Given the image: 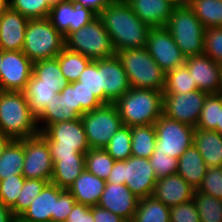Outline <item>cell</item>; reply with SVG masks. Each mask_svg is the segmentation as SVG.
I'll return each mask as SVG.
<instances>
[{"mask_svg":"<svg viewBox=\"0 0 222 222\" xmlns=\"http://www.w3.org/2000/svg\"><path fill=\"white\" fill-rule=\"evenodd\" d=\"M61 90L60 86L37 85V77L32 73L23 92L32 113L38 117Z\"/></svg>","mask_w":222,"mask_h":222,"instance_id":"cell-28","label":"cell"},{"mask_svg":"<svg viewBox=\"0 0 222 222\" xmlns=\"http://www.w3.org/2000/svg\"><path fill=\"white\" fill-rule=\"evenodd\" d=\"M0 131L11 140L30 138L40 133L23 91L0 90Z\"/></svg>","mask_w":222,"mask_h":222,"instance_id":"cell-2","label":"cell"},{"mask_svg":"<svg viewBox=\"0 0 222 222\" xmlns=\"http://www.w3.org/2000/svg\"><path fill=\"white\" fill-rule=\"evenodd\" d=\"M197 148L192 145L178 159L177 173L195 190L201 185L207 170Z\"/></svg>","mask_w":222,"mask_h":222,"instance_id":"cell-26","label":"cell"},{"mask_svg":"<svg viewBox=\"0 0 222 222\" xmlns=\"http://www.w3.org/2000/svg\"><path fill=\"white\" fill-rule=\"evenodd\" d=\"M193 200L201 222H222V200L194 191Z\"/></svg>","mask_w":222,"mask_h":222,"instance_id":"cell-38","label":"cell"},{"mask_svg":"<svg viewBox=\"0 0 222 222\" xmlns=\"http://www.w3.org/2000/svg\"><path fill=\"white\" fill-rule=\"evenodd\" d=\"M115 160L102 148H90L85 153L86 170L107 181Z\"/></svg>","mask_w":222,"mask_h":222,"instance_id":"cell-37","label":"cell"},{"mask_svg":"<svg viewBox=\"0 0 222 222\" xmlns=\"http://www.w3.org/2000/svg\"><path fill=\"white\" fill-rule=\"evenodd\" d=\"M20 141L24 146L22 175L25 179H41L50 183L53 162L47 141L40 134Z\"/></svg>","mask_w":222,"mask_h":222,"instance_id":"cell-12","label":"cell"},{"mask_svg":"<svg viewBox=\"0 0 222 222\" xmlns=\"http://www.w3.org/2000/svg\"><path fill=\"white\" fill-rule=\"evenodd\" d=\"M114 104L124 126L154 125L162 115L163 92L130 88Z\"/></svg>","mask_w":222,"mask_h":222,"instance_id":"cell-3","label":"cell"},{"mask_svg":"<svg viewBox=\"0 0 222 222\" xmlns=\"http://www.w3.org/2000/svg\"><path fill=\"white\" fill-rule=\"evenodd\" d=\"M1 63H2V50L0 49V67H1Z\"/></svg>","mask_w":222,"mask_h":222,"instance_id":"cell-61","label":"cell"},{"mask_svg":"<svg viewBox=\"0 0 222 222\" xmlns=\"http://www.w3.org/2000/svg\"><path fill=\"white\" fill-rule=\"evenodd\" d=\"M65 48V37L48 18L30 19L22 52L32 61L53 59Z\"/></svg>","mask_w":222,"mask_h":222,"instance_id":"cell-7","label":"cell"},{"mask_svg":"<svg viewBox=\"0 0 222 222\" xmlns=\"http://www.w3.org/2000/svg\"><path fill=\"white\" fill-rule=\"evenodd\" d=\"M138 202L139 198L125 184L106 183L98 206L129 221L134 217Z\"/></svg>","mask_w":222,"mask_h":222,"instance_id":"cell-19","label":"cell"},{"mask_svg":"<svg viewBox=\"0 0 222 222\" xmlns=\"http://www.w3.org/2000/svg\"><path fill=\"white\" fill-rule=\"evenodd\" d=\"M29 18L8 7L0 15V49L22 51Z\"/></svg>","mask_w":222,"mask_h":222,"instance_id":"cell-20","label":"cell"},{"mask_svg":"<svg viewBox=\"0 0 222 222\" xmlns=\"http://www.w3.org/2000/svg\"><path fill=\"white\" fill-rule=\"evenodd\" d=\"M77 81L81 82V86L95 94L103 103V88L101 87L100 80V59L91 60Z\"/></svg>","mask_w":222,"mask_h":222,"instance_id":"cell-43","label":"cell"},{"mask_svg":"<svg viewBox=\"0 0 222 222\" xmlns=\"http://www.w3.org/2000/svg\"><path fill=\"white\" fill-rule=\"evenodd\" d=\"M10 141L11 139L0 131V156Z\"/></svg>","mask_w":222,"mask_h":222,"instance_id":"cell-56","label":"cell"},{"mask_svg":"<svg viewBox=\"0 0 222 222\" xmlns=\"http://www.w3.org/2000/svg\"><path fill=\"white\" fill-rule=\"evenodd\" d=\"M93 218L95 222H125V220L117 214L98 205L93 206Z\"/></svg>","mask_w":222,"mask_h":222,"instance_id":"cell-52","label":"cell"},{"mask_svg":"<svg viewBox=\"0 0 222 222\" xmlns=\"http://www.w3.org/2000/svg\"><path fill=\"white\" fill-rule=\"evenodd\" d=\"M208 93L195 90L183 94H163L162 114L196 128Z\"/></svg>","mask_w":222,"mask_h":222,"instance_id":"cell-13","label":"cell"},{"mask_svg":"<svg viewBox=\"0 0 222 222\" xmlns=\"http://www.w3.org/2000/svg\"><path fill=\"white\" fill-rule=\"evenodd\" d=\"M85 169V157L59 158L53 164L51 183L68 190Z\"/></svg>","mask_w":222,"mask_h":222,"instance_id":"cell-27","label":"cell"},{"mask_svg":"<svg viewBox=\"0 0 222 222\" xmlns=\"http://www.w3.org/2000/svg\"><path fill=\"white\" fill-rule=\"evenodd\" d=\"M172 1L176 6L179 5H188L190 0H170Z\"/></svg>","mask_w":222,"mask_h":222,"instance_id":"cell-58","label":"cell"},{"mask_svg":"<svg viewBox=\"0 0 222 222\" xmlns=\"http://www.w3.org/2000/svg\"><path fill=\"white\" fill-rule=\"evenodd\" d=\"M198 90L192 75L184 64L166 72L163 94H183Z\"/></svg>","mask_w":222,"mask_h":222,"instance_id":"cell-36","label":"cell"},{"mask_svg":"<svg viewBox=\"0 0 222 222\" xmlns=\"http://www.w3.org/2000/svg\"><path fill=\"white\" fill-rule=\"evenodd\" d=\"M9 7V0H0V15Z\"/></svg>","mask_w":222,"mask_h":222,"instance_id":"cell-57","label":"cell"},{"mask_svg":"<svg viewBox=\"0 0 222 222\" xmlns=\"http://www.w3.org/2000/svg\"><path fill=\"white\" fill-rule=\"evenodd\" d=\"M0 222H17L12 211L0 201Z\"/></svg>","mask_w":222,"mask_h":222,"instance_id":"cell-55","label":"cell"},{"mask_svg":"<svg viewBox=\"0 0 222 222\" xmlns=\"http://www.w3.org/2000/svg\"><path fill=\"white\" fill-rule=\"evenodd\" d=\"M100 80L103 104L115 103L130 89L126 72L116 55L100 59Z\"/></svg>","mask_w":222,"mask_h":222,"instance_id":"cell-18","label":"cell"},{"mask_svg":"<svg viewBox=\"0 0 222 222\" xmlns=\"http://www.w3.org/2000/svg\"><path fill=\"white\" fill-rule=\"evenodd\" d=\"M97 14L88 7L78 6L72 0L52 4L48 20L66 38L87 25Z\"/></svg>","mask_w":222,"mask_h":222,"instance_id":"cell-16","label":"cell"},{"mask_svg":"<svg viewBox=\"0 0 222 222\" xmlns=\"http://www.w3.org/2000/svg\"><path fill=\"white\" fill-rule=\"evenodd\" d=\"M141 21L151 28L165 27L176 5L170 0H126Z\"/></svg>","mask_w":222,"mask_h":222,"instance_id":"cell-23","label":"cell"},{"mask_svg":"<svg viewBox=\"0 0 222 222\" xmlns=\"http://www.w3.org/2000/svg\"><path fill=\"white\" fill-rule=\"evenodd\" d=\"M188 5L205 28L222 27V0H190Z\"/></svg>","mask_w":222,"mask_h":222,"instance_id":"cell-34","label":"cell"},{"mask_svg":"<svg viewBox=\"0 0 222 222\" xmlns=\"http://www.w3.org/2000/svg\"><path fill=\"white\" fill-rule=\"evenodd\" d=\"M194 191L195 189L176 173L158 178L152 196L170 208L192 200Z\"/></svg>","mask_w":222,"mask_h":222,"instance_id":"cell-21","label":"cell"},{"mask_svg":"<svg viewBox=\"0 0 222 222\" xmlns=\"http://www.w3.org/2000/svg\"><path fill=\"white\" fill-rule=\"evenodd\" d=\"M75 203L72 194L64 189L56 200V215H52V222H65Z\"/></svg>","mask_w":222,"mask_h":222,"instance_id":"cell-50","label":"cell"},{"mask_svg":"<svg viewBox=\"0 0 222 222\" xmlns=\"http://www.w3.org/2000/svg\"><path fill=\"white\" fill-rule=\"evenodd\" d=\"M9 7L29 19L47 18L52 4L49 0H9Z\"/></svg>","mask_w":222,"mask_h":222,"instance_id":"cell-42","label":"cell"},{"mask_svg":"<svg viewBox=\"0 0 222 222\" xmlns=\"http://www.w3.org/2000/svg\"><path fill=\"white\" fill-rule=\"evenodd\" d=\"M65 222H95L93 206L75 203Z\"/></svg>","mask_w":222,"mask_h":222,"instance_id":"cell-51","label":"cell"},{"mask_svg":"<svg viewBox=\"0 0 222 222\" xmlns=\"http://www.w3.org/2000/svg\"><path fill=\"white\" fill-rule=\"evenodd\" d=\"M197 191L222 200V166L208 167Z\"/></svg>","mask_w":222,"mask_h":222,"instance_id":"cell-46","label":"cell"},{"mask_svg":"<svg viewBox=\"0 0 222 222\" xmlns=\"http://www.w3.org/2000/svg\"><path fill=\"white\" fill-rule=\"evenodd\" d=\"M104 149L115 161L127 160L132 156L131 127L123 125Z\"/></svg>","mask_w":222,"mask_h":222,"instance_id":"cell-40","label":"cell"},{"mask_svg":"<svg viewBox=\"0 0 222 222\" xmlns=\"http://www.w3.org/2000/svg\"><path fill=\"white\" fill-rule=\"evenodd\" d=\"M114 51L146 47L151 27L141 21L125 1L108 4L99 14Z\"/></svg>","mask_w":222,"mask_h":222,"instance_id":"cell-1","label":"cell"},{"mask_svg":"<svg viewBox=\"0 0 222 222\" xmlns=\"http://www.w3.org/2000/svg\"><path fill=\"white\" fill-rule=\"evenodd\" d=\"M217 132L222 134V109L220 110L219 123L217 124Z\"/></svg>","mask_w":222,"mask_h":222,"instance_id":"cell-59","label":"cell"},{"mask_svg":"<svg viewBox=\"0 0 222 222\" xmlns=\"http://www.w3.org/2000/svg\"><path fill=\"white\" fill-rule=\"evenodd\" d=\"M32 72L33 62L22 51H2L0 90L24 91Z\"/></svg>","mask_w":222,"mask_h":222,"instance_id":"cell-15","label":"cell"},{"mask_svg":"<svg viewBox=\"0 0 222 222\" xmlns=\"http://www.w3.org/2000/svg\"><path fill=\"white\" fill-rule=\"evenodd\" d=\"M187 66L198 90L208 94L221 93L222 66L205 54L186 57Z\"/></svg>","mask_w":222,"mask_h":222,"instance_id":"cell-17","label":"cell"},{"mask_svg":"<svg viewBox=\"0 0 222 222\" xmlns=\"http://www.w3.org/2000/svg\"><path fill=\"white\" fill-rule=\"evenodd\" d=\"M24 182L25 177L22 174H15L0 181V201L9 209L16 204Z\"/></svg>","mask_w":222,"mask_h":222,"instance_id":"cell-44","label":"cell"},{"mask_svg":"<svg viewBox=\"0 0 222 222\" xmlns=\"http://www.w3.org/2000/svg\"><path fill=\"white\" fill-rule=\"evenodd\" d=\"M193 145L201 154L207 167L222 166V134L215 130L194 128Z\"/></svg>","mask_w":222,"mask_h":222,"instance_id":"cell-25","label":"cell"},{"mask_svg":"<svg viewBox=\"0 0 222 222\" xmlns=\"http://www.w3.org/2000/svg\"><path fill=\"white\" fill-rule=\"evenodd\" d=\"M154 126L156 146L153 154H164L179 159L193 145L194 127L190 125L162 114Z\"/></svg>","mask_w":222,"mask_h":222,"instance_id":"cell-11","label":"cell"},{"mask_svg":"<svg viewBox=\"0 0 222 222\" xmlns=\"http://www.w3.org/2000/svg\"><path fill=\"white\" fill-rule=\"evenodd\" d=\"M145 48L165 73L186 62V56L165 27L150 29Z\"/></svg>","mask_w":222,"mask_h":222,"instance_id":"cell-14","label":"cell"},{"mask_svg":"<svg viewBox=\"0 0 222 222\" xmlns=\"http://www.w3.org/2000/svg\"><path fill=\"white\" fill-rule=\"evenodd\" d=\"M203 54L222 66V27L205 29Z\"/></svg>","mask_w":222,"mask_h":222,"instance_id":"cell-45","label":"cell"},{"mask_svg":"<svg viewBox=\"0 0 222 222\" xmlns=\"http://www.w3.org/2000/svg\"><path fill=\"white\" fill-rule=\"evenodd\" d=\"M90 148L104 149L112 136L123 126L114 103L85 112L81 117Z\"/></svg>","mask_w":222,"mask_h":222,"instance_id":"cell-10","label":"cell"},{"mask_svg":"<svg viewBox=\"0 0 222 222\" xmlns=\"http://www.w3.org/2000/svg\"><path fill=\"white\" fill-rule=\"evenodd\" d=\"M221 109L222 93L208 94L204 101L196 128L217 131Z\"/></svg>","mask_w":222,"mask_h":222,"instance_id":"cell-39","label":"cell"},{"mask_svg":"<svg viewBox=\"0 0 222 222\" xmlns=\"http://www.w3.org/2000/svg\"><path fill=\"white\" fill-rule=\"evenodd\" d=\"M112 2H115V1H126V0H111Z\"/></svg>","mask_w":222,"mask_h":222,"instance_id":"cell-62","label":"cell"},{"mask_svg":"<svg viewBox=\"0 0 222 222\" xmlns=\"http://www.w3.org/2000/svg\"><path fill=\"white\" fill-rule=\"evenodd\" d=\"M55 58L58 60L62 74L69 83L76 82L91 61L90 58L66 47Z\"/></svg>","mask_w":222,"mask_h":222,"instance_id":"cell-35","label":"cell"},{"mask_svg":"<svg viewBox=\"0 0 222 222\" xmlns=\"http://www.w3.org/2000/svg\"><path fill=\"white\" fill-rule=\"evenodd\" d=\"M59 95H63L66 103L70 108L77 114V105H76V97H75V88L71 83H68L66 86L62 88Z\"/></svg>","mask_w":222,"mask_h":222,"instance_id":"cell-54","label":"cell"},{"mask_svg":"<svg viewBox=\"0 0 222 222\" xmlns=\"http://www.w3.org/2000/svg\"><path fill=\"white\" fill-rule=\"evenodd\" d=\"M78 118L79 116L72 110V108L69 107L63 98V95H59L58 93L37 117V125L39 131L42 132L50 124L62 121H72Z\"/></svg>","mask_w":222,"mask_h":222,"instance_id":"cell-29","label":"cell"},{"mask_svg":"<svg viewBox=\"0 0 222 222\" xmlns=\"http://www.w3.org/2000/svg\"><path fill=\"white\" fill-rule=\"evenodd\" d=\"M157 177L147 158L130 156L115 161L107 183L125 184L139 199L152 196Z\"/></svg>","mask_w":222,"mask_h":222,"instance_id":"cell-8","label":"cell"},{"mask_svg":"<svg viewBox=\"0 0 222 222\" xmlns=\"http://www.w3.org/2000/svg\"><path fill=\"white\" fill-rule=\"evenodd\" d=\"M48 183V181L41 179H25L16 204L10 209L17 219L31 205L32 201L40 194Z\"/></svg>","mask_w":222,"mask_h":222,"instance_id":"cell-41","label":"cell"},{"mask_svg":"<svg viewBox=\"0 0 222 222\" xmlns=\"http://www.w3.org/2000/svg\"><path fill=\"white\" fill-rule=\"evenodd\" d=\"M76 5L88 7L97 15L112 1L111 0H72Z\"/></svg>","mask_w":222,"mask_h":222,"instance_id":"cell-53","label":"cell"},{"mask_svg":"<svg viewBox=\"0 0 222 222\" xmlns=\"http://www.w3.org/2000/svg\"><path fill=\"white\" fill-rule=\"evenodd\" d=\"M129 82L130 88L162 91L166 73L159 67L146 48L124 49L116 52Z\"/></svg>","mask_w":222,"mask_h":222,"instance_id":"cell-5","label":"cell"},{"mask_svg":"<svg viewBox=\"0 0 222 222\" xmlns=\"http://www.w3.org/2000/svg\"><path fill=\"white\" fill-rule=\"evenodd\" d=\"M156 130L154 125L131 126L132 156L147 158L155 151Z\"/></svg>","mask_w":222,"mask_h":222,"instance_id":"cell-31","label":"cell"},{"mask_svg":"<svg viewBox=\"0 0 222 222\" xmlns=\"http://www.w3.org/2000/svg\"><path fill=\"white\" fill-rule=\"evenodd\" d=\"M149 161L157 179L177 173L178 159L176 158L164 154H152Z\"/></svg>","mask_w":222,"mask_h":222,"instance_id":"cell-48","label":"cell"},{"mask_svg":"<svg viewBox=\"0 0 222 222\" xmlns=\"http://www.w3.org/2000/svg\"><path fill=\"white\" fill-rule=\"evenodd\" d=\"M37 77V85L60 86L63 88L69 82L61 72L56 58L33 62V72Z\"/></svg>","mask_w":222,"mask_h":222,"instance_id":"cell-33","label":"cell"},{"mask_svg":"<svg viewBox=\"0 0 222 222\" xmlns=\"http://www.w3.org/2000/svg\"><path fill=\"white\" fill-rule=\"evenodd\" d=\"M65 47L91 60L115 56L110 36L98 15L87 25L75 32H71L65 38Z\"/></svg>","mask_w":222,"mask_h":222,"instance_id":"cell-9","label":"cell"},{"mask_svg":"<svg viewBox=\"0 0 222 222\" xmlns=\"http://www.w3.org/2000/svg\"><path fill=\"white\" fill-rule=\"evenodd\" d=\"M24 146L20 140H11L0 156V181L15 174H22Z\"/></svg>","mask_w":222,"mask_h":222,"instance_id":"cell-30","label":"cell"},{"mask_svg":"<svg viewBox=\"0 0 222 222\" xmlns=\"http://www.w3.org/2000/svg\"><path fill=\"white\" fill-rule=\"evenodd\" d=\"M106 181L93 175L86 169L68 188L76 203L96 206L106 186Z\"/></svg>","mask_w":222,"mask_h":222,"instance_id":"cell-24","label":"cell"},{"mask_svg":"<svg viewBox=\"0 0 222 222\" xmlns=\"http://www.w3.org/2000/svg\"><path fill=\"white\" fill-rule=\"evenodd\" d=\"M165 28L186 57L203 54L206 28L189 5L176 6Z\"/></svg>","mask_w":222,"mask_h":222,"instance_id":"cell-6","label":"cell"},{"mask_svg":"<svg viewBox=\"0 0 222 222\" xmlns=\"http://www.w3.org/2000/svg\"><path fill=\"white\" fill-rule=\"evenodd\" d=\"M133 222H170V208L153 196L139 199Z\"/></svg>","mask_w":222,"mask_h":222,"instance_id":"cell-32","label":"cell"},{"mask_svg":"<svg viewBox=\"0 0 222 222\" xmlns=\"http://www.w3.org/2000/svg\"><path fill=\"white\" fill-rule=\"evenodd\" d=\"M170 222H201L194 200L170 207Z\"/></svg>","mask_w":222,"mask_h":222,"instance_id":"cell-49","label":"cell"},{"mask_svg":"<svg viewBox=\"0 0 222 222\" xmlns=\"http://www.w3.org/2000/svg\"><path fill=\"white\" fill-rule=\"evenodd\" d=\"M63 190L51 182L48 183L17 222H52V215H56V200Z\"/></svg>","mask_w":222,"mask_h":222,"instance_id":"cell-22","label":"cell"},{"mask_svg":"<svg viewBox=\"0 0 222 222\" xmlns=\"http://www.w3.org/2000/svg\"><path fill=\"white\" fill-rule=\"evenodd\" d=\"M71 84L75 88L77 115L79 117H81L85 112L92 111L103 105L95 94L81 86V82L76 81Z\"/></svg>","mask_w":222,"mask_h":222,"instance_id":"cell-47","label":"cell"},{"mask_svg":"<svg viewBox=\"0 0 222 222\" xmlns=\"http://www.w3.org/2000/svg\"><path fill=\"white\" fill-rule=\"evenodd\" d=\"M39 134L49 145L53 164L59 158L85 157L90 149L80 117L50 124Z\"/></svg>","mask_w":222,"mask_h":222,"instance_id":"cell-4","label":"cell"},{"mask_svg":"<svg viewBox=\"0 0 222 222\" xmlns=\"http://www.w3.org/2000/svg\"><path fill=\"white\" fill-rule=\"evenodd\" d=\"M61 1H66V0H49V2H50L51 4L59 3V2H61Z\"/></svg>","mask_w":222,"mask_h":222,"instance_id":"cell-60","label":"cell"}]
</instances>
